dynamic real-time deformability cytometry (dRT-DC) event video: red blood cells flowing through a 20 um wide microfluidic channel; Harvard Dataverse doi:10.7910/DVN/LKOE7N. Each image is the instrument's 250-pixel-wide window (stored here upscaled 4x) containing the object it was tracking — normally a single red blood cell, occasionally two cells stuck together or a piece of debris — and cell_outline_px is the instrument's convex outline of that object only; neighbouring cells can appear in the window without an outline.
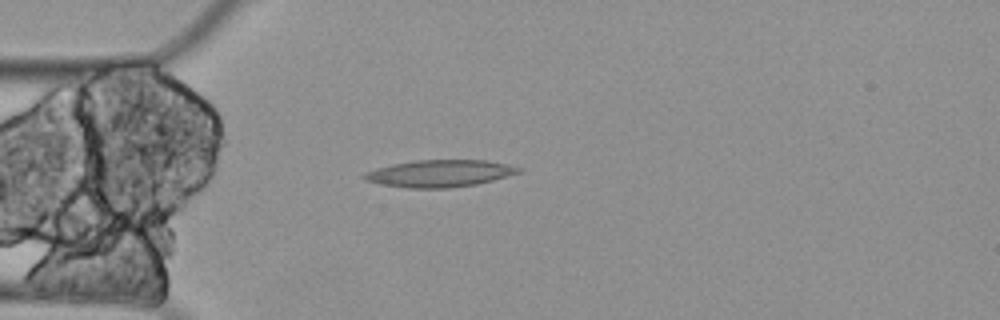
{"species": "Egyptian fruit bat (a non-hibernating species)", "species_latin": "Rousettus aegyptiacus", "temperature_condition": "cold", "stored_images_in_passage": 1, "camera_frame_rate_fps": 3000, "um_per_image_px": 0.085, "animal": {"sex": "female"}, "frame": {"image": 1, "passage_image": 1, "time_ms": 0.0, "image_size_px": [1000, 320], "cell_outline_px": [[524, 172], [476, 184], [448, 188], [408, 188], [380, 184], [364, 180], [360, 176], [364, 172], [376, 168], [392, 164], [416, 160], [488, 160], [508, 164], [524, 168]], "centroid_in_image_um": [37.39, 14.74], "position_along_channel_um": 47.6, "area_um2": 24.62}}